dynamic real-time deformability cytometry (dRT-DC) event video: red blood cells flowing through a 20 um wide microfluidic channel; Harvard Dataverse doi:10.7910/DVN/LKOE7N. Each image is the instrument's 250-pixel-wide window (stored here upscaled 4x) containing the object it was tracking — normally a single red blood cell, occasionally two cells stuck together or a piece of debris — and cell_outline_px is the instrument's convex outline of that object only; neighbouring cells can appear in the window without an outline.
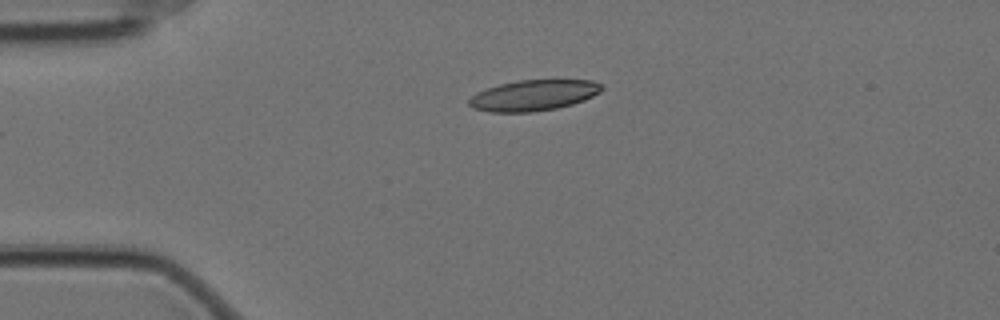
{"species": "Egyptian fruit bat (a non-hibernating species)", "species_latin": "Rousettus aegyptiacus", "temperature_condition": "cold", "stored_images_in_passage": 45, "camera_frame_rate_fps": 3000, "um_per_image_px": 0.085, "animal": {"sex": "female"}, "frame": {"image": 1, "passage_image": 1, "time_ms": 0.0, "image_size_px": [1000, 320], "cell_outline_px": [[604, 88], [600, 92], [584, 100], [572, 104], [556, 108], [532, 112], [488, 112], [472, 108], [468, 104], [468, 100], [476, 92], [500, 84], [516, 80], [592, 80], [604, 84]], "centroid_in_image_um": [45.35, 8.1], "position_along_channel_um": 39.6, "area_um2": 23.93}}
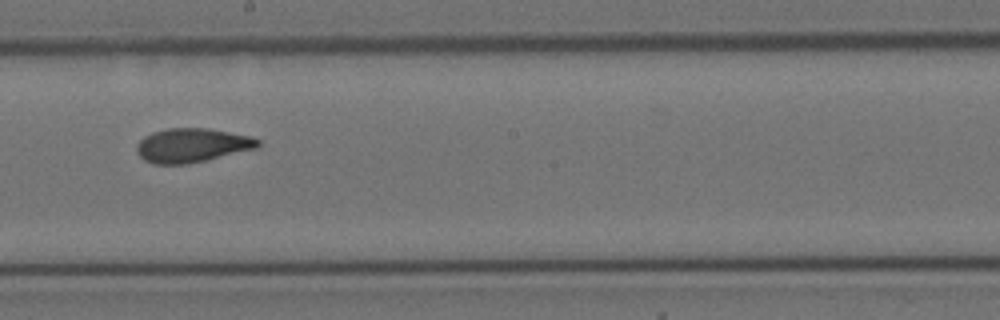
{"frame": {"image": 2, "passage_image": 20, "time_ms": 6.333, "image_size_px": [1000, 320], "cell_outline_px": [[260, 144], [256, 148], [188, 164], [152, 164], [144, 160], [136, 152], [136, 144], [144, 136], [152, 132], [168, 128], [208, 128], [252, 136], [260, 140]], "centroid_in_image_um": [16.29, 12.34], "position_along_channel_um": 231.9, "area_um2": 24.1}}
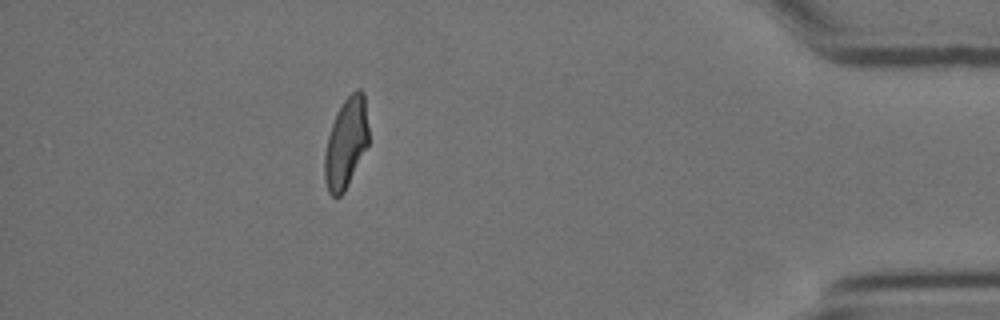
{"frame": {"image": 3, "passage_image": 39, "time_ms": 12.667, "image_size_px": [1000, 320], "cell_outline_px": [[368, 144], [344, 192], [340, 196], [332, 196], [328, 192], [324, 180], [324, 152], [328, 136], [336, 112], [344, 100], [356, 88], [360, 88], [364, 92], [368, 128]], "centroid_in_image_um": [29.4, 12.14], "position_along_channel_um": 405.8, "area_um2": 23.12}, "authors_computed_cell_mechanics": {"area_um2": 23.8136, "velocity_mm_per_s": 3.5036, "shape_relaxation_time_tau1_ms": null, "shape_relaxation_time_tau2_ms": 2.318, "deformation_change_tau1": null, "deformation_change_tau2": 0.094}}